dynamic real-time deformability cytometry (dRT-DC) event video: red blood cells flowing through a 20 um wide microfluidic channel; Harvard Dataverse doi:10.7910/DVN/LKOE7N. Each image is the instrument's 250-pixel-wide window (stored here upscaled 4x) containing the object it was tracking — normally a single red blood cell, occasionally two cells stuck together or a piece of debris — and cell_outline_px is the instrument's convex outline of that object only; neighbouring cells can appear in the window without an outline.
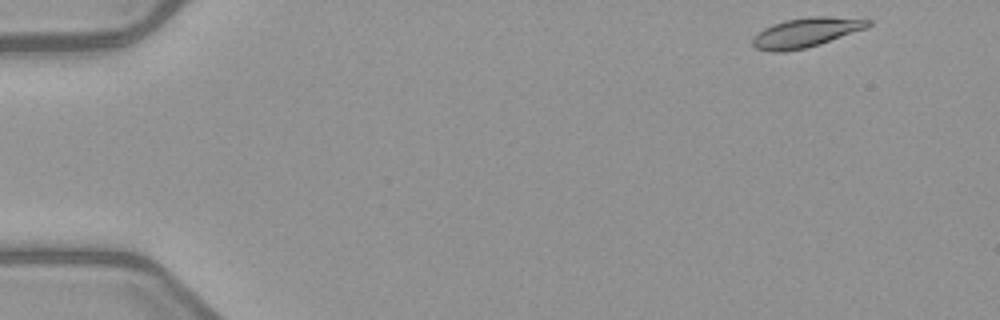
{"species": "common noctule bat (a hibernating species)", "species_latin": "Nyctalus noctula", "temperature_condition": "warm", "stored_images_in_passage": 3, "camera_frame_rate_fps": 3000, "um_per_image_px": 0.085, "animal": {"sex": "female", "body_mass_g": 21.9}, "frame": {"image": 1, "passage_image": 1, "time_ms": 0.0, "image_size_px": [1000, 320], "cell_outline_px": [[872, 24], [864, 28], [820, 44], [804, 48], [784, 52], [772, 52], [756, 48], [752, 44], [752, 36], [764, 28], [772, 24], [784, 20], [808, 16], [832, 16], [872, 20]], "centroid_in_image_um": [68.46, 2.75], "position_along_channel_um": 16.5, "area_um2": 19.83}}